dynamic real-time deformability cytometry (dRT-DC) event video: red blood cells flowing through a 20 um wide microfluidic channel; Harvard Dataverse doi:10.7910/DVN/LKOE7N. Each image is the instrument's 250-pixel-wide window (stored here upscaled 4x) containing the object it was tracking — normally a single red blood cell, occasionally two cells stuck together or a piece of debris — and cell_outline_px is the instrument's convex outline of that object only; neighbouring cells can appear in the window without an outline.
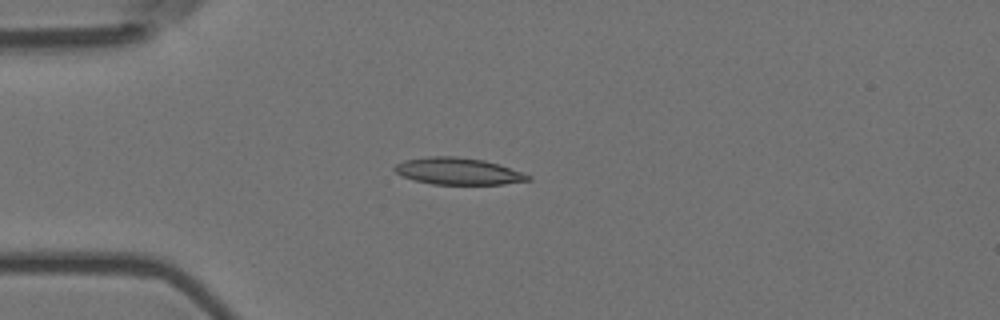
{"species": "Egyptian fruit bat (a non-hibernating species)", "species_latin": "Rousettus aegyptiacus", "temperature_condition": "room temperature", "stored_images_in_passage": 7, "camera_frame_rate_fps": 3000, "um_per_image_px": 0.085, "animal": {"sex": "female"}, "frame": {"image": 1, "passage_image": 5, "time_ms": 1.333, "image_size_px": [1000, 320], "cell_outline_px": [[532, 180], [504, 184], [432, 184], [416, 180], [404, 176], [396, 172], [392, 168], [396, 164], [404, 160], [428, 156], [456, 156], [484, 160], [500, 164], [524, 172], [532, 176]], "centroid_in_image_um": [39.0, 14.54], "position_along_channel_um": 46.0, "area_um2": 20.98}}
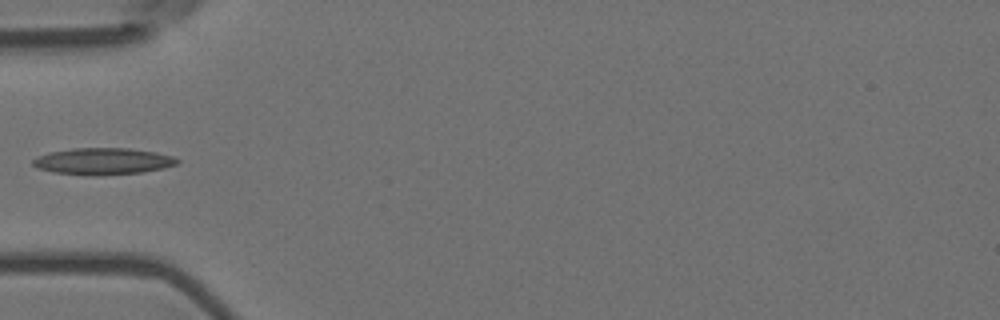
{"frame": {"image": 2, "passage_image": 6, "time_ms": 1.667, "image_size_px": [1000, 320], "cell_outline_px": [[180, 160], [176, 164], [164, 168], [144, 172], [96, 176], [52, 172], [36, 168], [32, 164], [32, 160], [36, 156], [48, 152], [72, 148], [128, 148], [156, 152], [172, 156]], "centroid_in_image_um": [8.71, 13.71], "position_along_channel_um": 76.3, "area_um2": 22.66}}
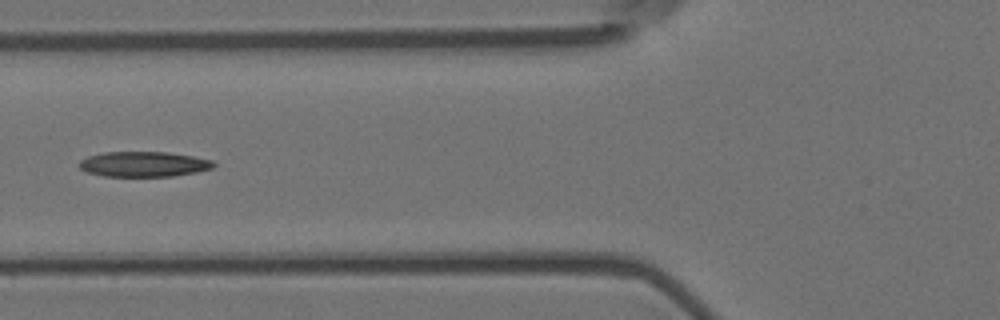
{"frame": {"image": 3, "passage_image": 7, "time_ms": 2.0, "image_size_px": [1000, 320], "cell_outline_px": [[216, 164], [212, 168], [196, 172], [172, 176], [104, 176], [88, 172], [80, 168], [76, 164], [80, 160], [88, 156], [104, 152], [168, 152], [192, 156], [212, 160]], "centroid_in_image_um": [12.19, 13.95], "position_along_channel_um": 113.6, "area_um2": 19.71}}